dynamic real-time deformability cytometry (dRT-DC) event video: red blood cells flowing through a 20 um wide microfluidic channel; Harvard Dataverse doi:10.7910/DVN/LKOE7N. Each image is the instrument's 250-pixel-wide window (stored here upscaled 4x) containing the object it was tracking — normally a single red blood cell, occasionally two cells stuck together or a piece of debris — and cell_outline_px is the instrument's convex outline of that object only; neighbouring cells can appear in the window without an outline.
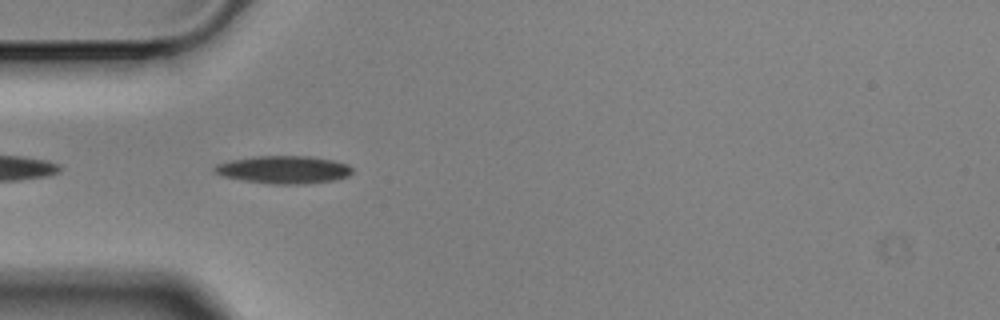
{"species": "Egyptian fruit bat (a non-hibernating species)", "species_latin": "Rousettus aegyptiacus", "temperature_condition": "cold", "stored_images_in_passage": 4, "camera_frame_rate_fps": 3000, "um_per_image_px": 0.085, "animal": {"sex": "male"}, "frame": {"image": 1, "passage_image": 3, "time_ms": 0.667, "image_size_px": [1000, 320], "cell_outline_px": [[352, 172], [348, 176], [336, 180], [300, 184], [276, 184], [244, 180], [224, 176], [212, 172], [212, 168], [216, 164], [228, 160], [252, 156], [312, 156], [332, 160], [348, 164], [352, 168]], "centroid_in_image_um": [24.09, 14.41], "position_along_channel_um": 60.9, "area_um2": 22.37}}
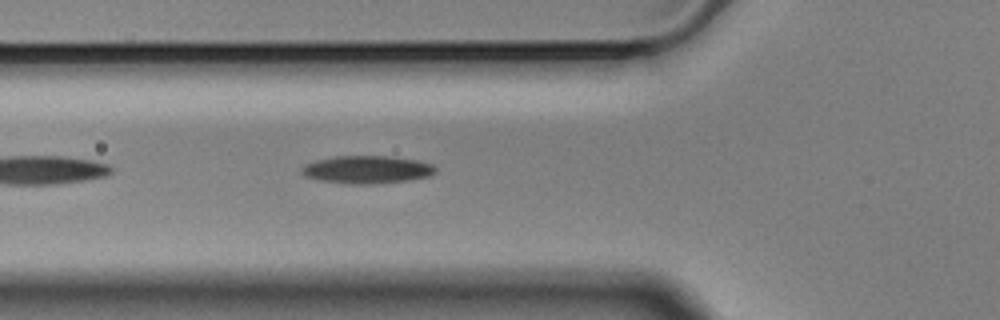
{"frame": {"image": 2, "passage_image": 4, "time_ms": 1.0, "image_size_px": [1000, 320], "cell_outline_px": [[436, 172], [428, 176], [408, 180], [376, 184], [348, 184], [320, 180], [304, 176], [300, 172], [300, 168], [304, 164], [316, 160], [336, 156], [392, 156], [416, 160], [432, 164], [436, 168]], "centroid_in_image_um": [31.16, 14.41], "position_along_channel_um": 94.6, "area_um2": 21.79}}